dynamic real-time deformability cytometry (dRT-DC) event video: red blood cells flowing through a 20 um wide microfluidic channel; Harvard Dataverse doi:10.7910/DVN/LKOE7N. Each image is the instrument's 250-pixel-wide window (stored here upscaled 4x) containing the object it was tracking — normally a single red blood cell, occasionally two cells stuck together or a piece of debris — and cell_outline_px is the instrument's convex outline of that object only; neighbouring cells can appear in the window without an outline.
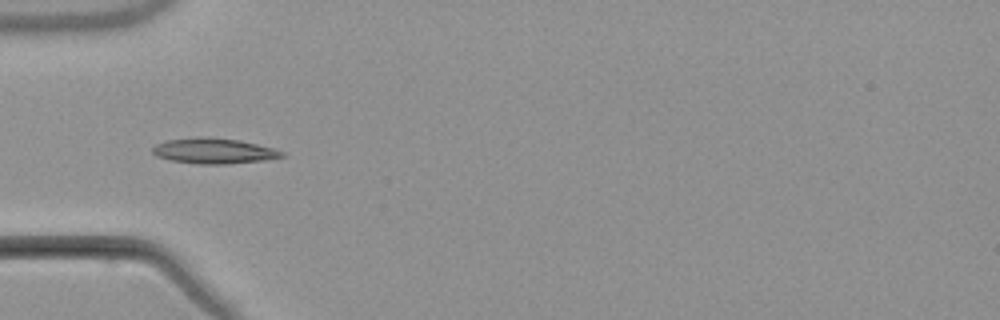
{"species": "common noctule bat (a hibernating species)", "species_latin": "Nyctalus noctula", "temperature_condition": "warm", "stored_images_in_passage": 8, "camera_frame_rate_fps": 3000, "um_per_image_px": 0.085, "animal": {"sex": "male", "body_mass_g": 21.5, "forearm_length_mm": 52.0}, "frame": {"image": 1, "passage_image": 6, "time_ms": 6.0, "image_size_px": [1000, 320], "cell_outline_px": [[284, 156], [264, 160], [228, 164], [196, 164], [172, 160], [156, 156], [152, 152], [152, 148], [156, 144], [168, 140], [200, 136], [240, 140], [272, 148], [284, 152]], "centroid_in_image_um": [18.15, 12.83], "position_along_channel_um": 66.8, "area_um2": 19.07}}
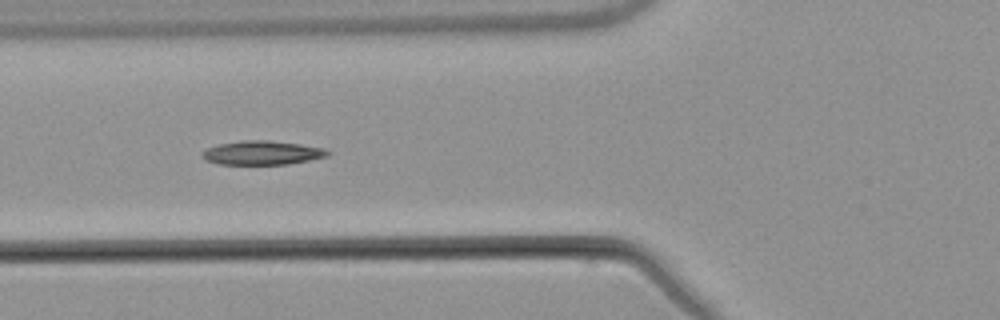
{"frame": {"image": 2, "passage_image": 7, "time_ms": 7.0, "image_size_px": [1000, 320], "cell_outline_px": [[332, 152], [328, 156], [288, 164], [220, 164], [204, 160], [200, 156], [200, 152], [208, 148], [220, 144], [240, 140], [272, 140], [300, 144], [324, 148]], "centroid_in_image_um": [22.27, 12.98], "position_along_channel_um": 103.5, "area_um2": 17.63}}
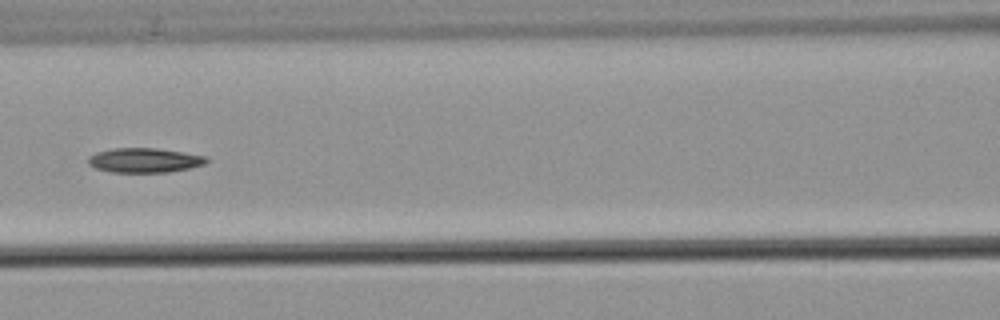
{"frame": {"image": 3, "passage_image": 8, "time_ms": 8.333, "image_size_px": [1000, 320], "cell_outline_px": [[212, 160], [204, 164], [188, 168], [168, 172], [112, 172], [96, 168], [88, 164], [88, 156], [96, 152], [112, 148], [156, 148], [184, 152], [208, 156]], "centroid_in_image_um": [12.31, 13.61], "position_along_channel_um": 154.3, "area_um2": 17.05}}